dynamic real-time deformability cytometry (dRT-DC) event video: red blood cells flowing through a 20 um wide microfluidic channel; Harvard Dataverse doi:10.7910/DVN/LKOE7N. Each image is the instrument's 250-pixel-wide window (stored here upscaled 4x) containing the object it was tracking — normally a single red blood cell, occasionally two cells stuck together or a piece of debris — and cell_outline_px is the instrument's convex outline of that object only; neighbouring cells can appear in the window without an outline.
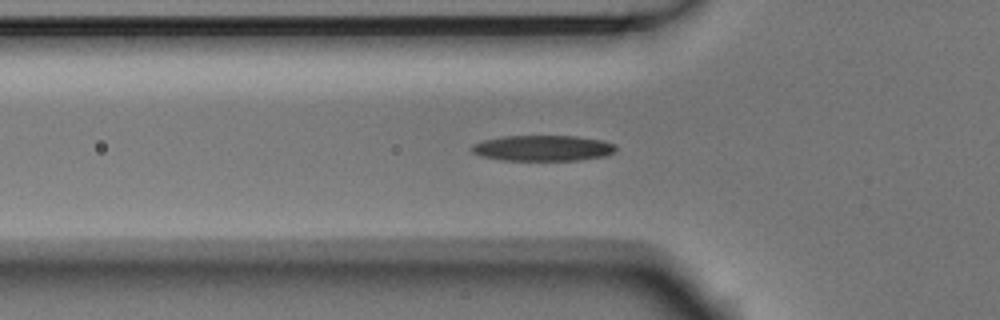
{"species": "Egyptian fruit bat (a non-hibernating species)", "species_latin": "Rousettus aegyptiacus", "temperature_condition": "room temperature", "stored_images_in_passage": 51, "camera_frame_rate_fps": 3000, "um_per_image_px": 0.085, "animal": {"sex": "male"}, "frame": {"image": 1, "passage_image": 14, "time_ms": 4.333, "image_size_px": [1000, 320], "cell_outline_px": [[616, 148], [612, 152], [604, 156], [576, 160], [500, 160], [480, 156], [472, 152], [472, 144], [484, 140], [500, 136], [576, 136], [600, 140], [616, 144]], "centroid_in_image_um": [46.09, 12.59], "position_along_channel_um": 79.7, "area_um2": 21.5}}
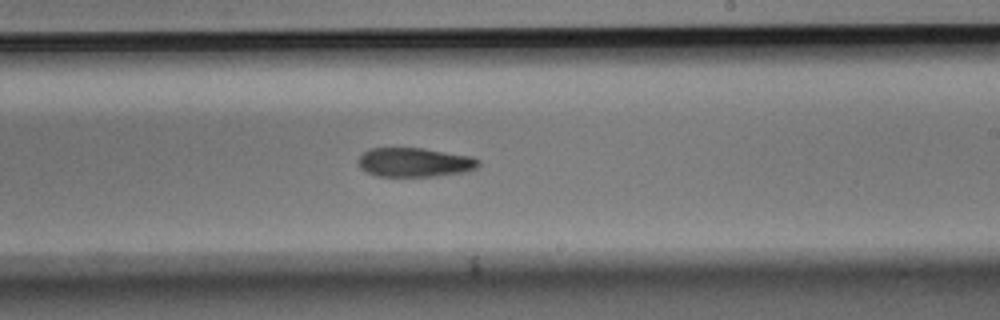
{"frame": {"image": 2, "passage_image": 28, "time_ms": 9.0, "image_size_px": [1000, 320], "cell_outline_px": [[480, 164], [476, 168], [464, 172], [436, 176], [376, 176], [360, 168], [360, 156], [368, 148], [424, 148], [472, 156], [480, 160]], "centroid_in_image_um": [35.28, 13.79], "position_along_channel_um": 253.7, "area_um2": 20.4}}
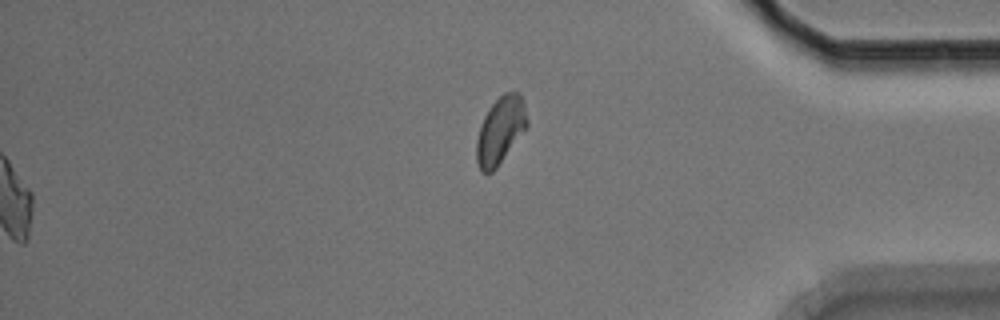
{"frame": {"image": 3, "passage_image": 51, "time_ms": 16.667, "image_size_px": [1000, 320], "cell_outline_px": [[528, 124], [496, 168], [492, 172], [480, 172], [476, 160], [476, 140], [480, 124], [488, 108], [504, 92], [520, 92], [524, 100], [528, 120]], "centroid_in_image_um": [42.51, 11.05], "position_along_channel_um": 392.7, "area_um2": 19.71}, "authors_computed_cell_mechanics": {"area_um2": 20.7502, "velocity_mm_per_s": 3.7176, "shape_relaxation_time_tau1_ms": 3.938, "shape_relaxation_time_tau2_ms": 11.2688, "deformation_change_tau1": 0.1383, "deformation_change_tau2": 0.2124}}